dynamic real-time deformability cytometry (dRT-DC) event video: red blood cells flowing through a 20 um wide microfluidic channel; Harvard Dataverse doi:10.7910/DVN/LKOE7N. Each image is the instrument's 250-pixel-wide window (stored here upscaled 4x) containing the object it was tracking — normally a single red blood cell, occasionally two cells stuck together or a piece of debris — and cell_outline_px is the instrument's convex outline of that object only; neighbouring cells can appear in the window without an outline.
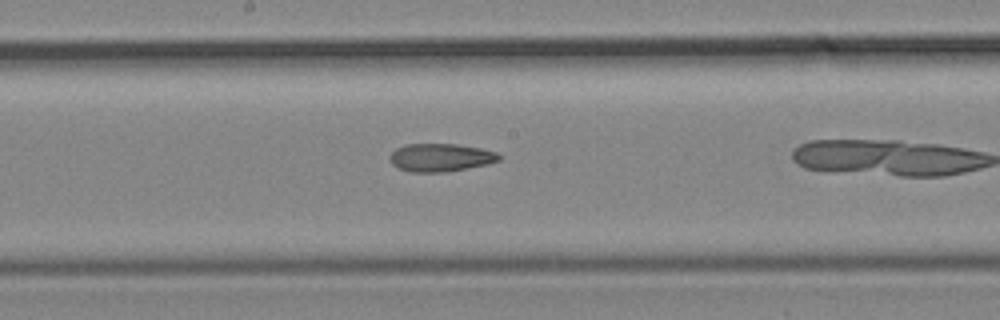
{"species": "common noctule bat (a hibernating species)", "species_latin": "Nyctalus noctula", "temperature_condition": "cold", "stored_images_in_passage": 28, "camera_frame_rate_fps": 3000, "um_per_image_px": 0.085, "animal": {"sex": "male", "body_mass_g": 19.2, "forearm_length_mm": 51.8}, "frame": {"image": 1, "passage_image": 20, "time_ms": 6.333, "image_size_px": [1000, 320], "cell_outline_px": [[500, 160], [488, 164], [444, 172], [412, 172], [400, 168], [392, 164], [388, 156], [396, 148], [408, 144], [456, 144], [480, 148], [496, 152], [500, 156]], "centroid_in_image_um": [37.44, 13.38], "position_along_channel_um": 210.8, "area_um2": 17.69}}